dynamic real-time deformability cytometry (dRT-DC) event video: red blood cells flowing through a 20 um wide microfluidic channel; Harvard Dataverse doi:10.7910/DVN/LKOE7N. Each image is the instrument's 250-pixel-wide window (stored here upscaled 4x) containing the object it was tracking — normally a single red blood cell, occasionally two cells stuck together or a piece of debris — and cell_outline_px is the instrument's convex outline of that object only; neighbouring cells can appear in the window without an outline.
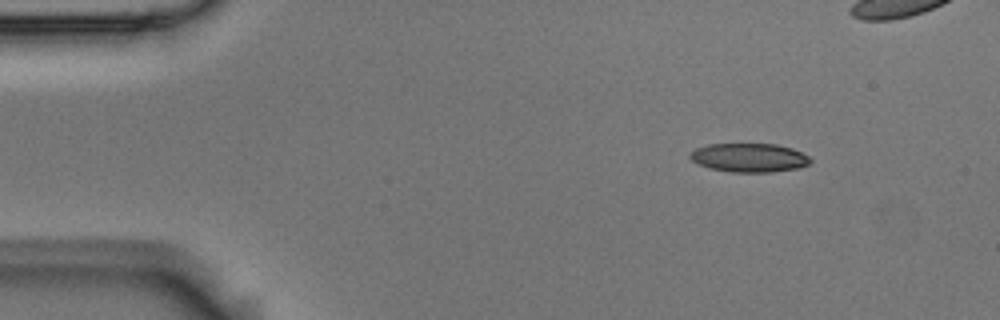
{"species": "Egyptian fruit bat (a non-hibernating species)", "species_latin": "Rousettus aegyptiacus", "temperature_condition": "room temperature", "stored_images_in_passage": 3, "camera_frame_rate_fps": 3000, "um_per_image_px": 0.085, "animal": {"sex": "male"}, "frame": {"image": 1, "passage_image": 1, "time_ms": 0.0, "image_size_px": [1000, 320], "cell_outline_px": [[812, 160], [808, 164], [800, 168], [772, 172], [732, 172], [708, 168], [692, 160], [688, 156], [696, 148], [708, 144], [776, 144], [792, 148], [808, 156]], "centroid_in_image_um": [63.69, 13.4], "position_along_channel_um": 21.3, "area_um2": 20.17}}